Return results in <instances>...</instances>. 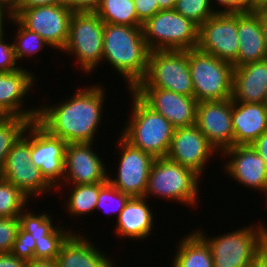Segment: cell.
Masks as SVG:
<instances>
[{"mask_svg": "<svg viewBox=\"0 0 267 267\" xmlns=\"http://www.w3.org/2000/svg\"><path fill=\"white\" fill-rule=\"evenodd\" d=\"M78 90L59 105L40 106L36 121L67 144L94 143V135L103 116L105 89L95 84Z\"/></svg>", "mask_w": 267, "mask_h": 267, "instance_id": "1", "label": "cell"}, {"mask_svg": "<svg viewBox=\"0 0 267 267\" xmlns=\"http://www.w3.org/2000/svg\"><path fill=\"white\" fill-rule=\"evenodd\" d=\"M103 58L123 76L128 90H133L145 77L150 50L142 27L104 24Z\"/></svg>", "mask_w": 267, "mask_h": 267, "instance_id": "2", "label": "cell"}, {"mask_svg": "<svg viewBox=\"0 0 267 267\" xmlns=\"http://www.w3.org/2000/svg\"><path fill=\"white\" fill-rule=\"evenodd\" d=\"M129 92L133 96L132 115L120 135L154 158L166 157L175 127L150 108L133 90Z\"/></svg>", "mask_w": 267, "mask_h": 267, "instance_id": "3", "label": "cell"}, {"mask_svg": "<svg viewBox=\"0 0 267 267\" xmlns=\"http://www.w3.org/2000/svg\"><path fill=\"white\" fill-rule=\"evenodd\" d=\"M252 226L208 239L206 232L200 229L195 232L208 244L214 267H251L256 254L267 243V227L263 223Z\"/></svg>", "mask_w": 267, "mask_h": 267, "instance_id": "4", "label": "cell"}, {"mask_svg": "<svg viewBox=\"0 0 267 267\" xmlns=\"http://www.w3.org/2000/svg\"><path fill=\"white\" fill-rule=\"evenodd\" d=\"M199 178L201 179L192 169L167 157L155 158L150 168L144 198L154 195L156 198L159 196L194 207L199 201Z\"/></svg>", "mask_w": 267, "mask_h": 267, "instance_id": "5", "label": "cell"}, {"mask_svg": "<svg viewBox=\"0 0 267 267\" xmlns=\"http://www.w3.org/2000/svg\"><path fill=\"white\" fill-rule=\"evenodd\" d=\"M142 31L150 51H188L198 45L199 26L174 9L155 13L142 24Z\"/></svg>", "mask_w": 267, "mask_h": 267, "instance_id": "6", "label": "cell"}, {"mask_svg": "<svg viewBox=\"0 0 267 267\" xmlns=\"http://www.w3.org/2000/svg\"><path fill=\"white\" fill-rule=\"evenodd\" d=\"M188 61L197 102L231 99L233 64L198 48L188 50Z\"/></svg>", "mask_w": 267, "mask_h": 267, "instance_id": "7", "label": "cell"}, {"mask_svg": "<svg viewBox=\"0 0 267 267\" xmlns=\"http://www.w3.org/2000/svg\"><path fill=\"white\" fill-rule=\"evenodd\" d=\"M135 88H162L194 97L188 51H150L146 75Z\"/></svg>", "mask_w": 267, "mask_h": 267, "instance_id": "8", "label": "cell"}, {"mask_svg": "<svg viewBox=\"0 0 267 267\" xmlns=\"http://www.w3.org/2000/svg\"><path fill=\"white\" fill-rule=\"evenodd\" d=\"M104 24L95 12H74L70 19L69 36L62 51L74 55L88 74L102 62Z\"/></svg>", "mask_w": 267, "mask_h": 267, "instance_id": "9", "label": "cell"}, {"mask_svg": "<svg viewBox=\"0 0 267 267\" xmlns=\"http://www.w3.org/2000/svg\"><path fill=\"white\" fill-rule=\"evenodd\" d=\"M29 131V132H28ZM27 134V135H26ZM30 124L10 149L0 176L12 183L30 200L54 188L42 176L40 169L31 163Z\"/></svg>", "mask_w": 267, "mask_h": 267, "instance_id": "10", "label": "cell"}, {"mask_svg": "<svg viewBox=\"0 0 267 267\" xmlns=\"http://www.w3.org/2000/svg\"><path fill=\"white\" fill-rule=\"evenodd\" d=\"M74 12L63 4L19 9L14 17L28 30L36 32L54 49L65 47L69 36V24Z\"/></svg>", "mask_w": 267, "mask_h": 267, "instance_id": "11", "label": "cell"}, {"mask_svg": "<svg viewBox=\"0 0 267 267\" xmlns=\"http://www.w3.org/2000/svg\"><path fill=\"white\" fill-rule=\"evenodd\" d=\"M238 12L215 13L199 26L197 48L233 64L238 58Z\"/></svg>", "mask_w": 267, "mask_h": 267, "instance_id": "12", "label": "cell"}, {"mask_svg": "<svg viewBox=\"0 0 267 267\" xmlns=\"http://www.w3.org/2000/svg\"><path fill=\"white\" fill-rule=\"evenodd\" d=\"M66 144L61 138L50 134L37 121L30 123V161L40 169L42 176L55 190L61 189L59 186H62L64 178Z\"/></svg>", "mask_w": 267, "mask_h": 267, "instance_id": "13", "label": "cell"}, {"mask_svg": "<svg viewBox=\"0 0 267 267\" xmlns=\"http://www.w3.org/2000/svg\"><path fill=\"white\" fill-rule=\"evenodd\" d=\"M120 159L116 178L108 177V181L120 192L131 197H144L150 168L154 157L141 149L134 147L121 135Z\"/></svg>", "mask_w": 267, "mask_h": 267, "instance_id": "14", "label": "cell"}, {"mask_svg": "<svg viewBox=\"0 0 267 267\" xmlns=\"http://www.w3.org/2000/svg\"><path fill=\"white\" fill-rule=\"evenodd\" d=\"M195 125L217 152L232 147V99L198 102Z\"/></svg>", "mask_w": 267, "mask_h": 267, "instance_id": "15", "label": "cell"}, {"mask_svg": "<svg viewBox=\"0 0 267 267\" xmlns=\"http://www.w3.org/2000/svg\"><path fill=\"white\" fill-rule=\"evenodd\" d=\"M217 150L196 126L175 128L167 158L202 177L204 167Z\"/></svg>", "mask_w": 267, "mask_h": 267, "instance_id": "16", "label": "cell"}, {"mask_svg": "<svg viewBox=\"0 0 267 267\" xmlns=\"http://www.w3.org/2000/svg\"><path fill=\"white\" fill-rule=\"evenodd\" d=\"M133 91L175 128L195 125L198 103L195 97L162 88H134Z\"/></svg>", "mask_w": 267, "mask_h": 267, "instance_id": "17", "label": "cell"}, {"mask_svg": "<svg viewBox=\"0 0 267 267\" xmlns=\"http://www.w3.org/2000/svg\"><path fill=\"white\" fill-rule=\"evenodd\" d=\"M92 146L93 143L84 142L66 144L63 183L94 184L108 181V171Z\"/></svg>", "mask_w": 267, "mask_h": 267, "instance_id": "18", "label": "cell"}, {"mask_svg": "<svg viewBox=\"0 0 267 267\" xmlns=\"http://www.w3.org/2000/svg\"><path fill=\"white\" fill-rule=\"evenodd\" d=\"M220 154L230 160L223 165L226 174L243 186L267 195V167L251 145H233Z\"/></svg>", "mask_w": 267, "mask_h": 267, "instance_id": "19", "label": "cell"}, {"mask_svg": "<svg viewBox=\"0 0 267 267\" xmlns=\"http://www.w3.org/2000/svg\"><path fill=\"white\" fill-rule=\"evenodd\" d=\"M25 69L21 67L16 71L0 72V113L3 116H21L32 122L37 120L39 106L32 110L23 107V98L35 85L34 74Z\"/></svg>", "mask_w": 267, "mask_h": 267, "instance_id": "20", "label": "cell"}, {"mask_svg": "<svg viewBox=\"0 0 267 267\" xmlns=\"http://www.w3.org/2000/svg\"><path fill=\"white\" fill-rule=\"evenodd\" d=\"M231 99L267 103V59L234 67Z\"/></svg>", "mask_w": 267, "mask_h": 267, "instance_id": "21", "label": "cell"}, {"mask_svg": "<svg viewBox=\"0 0 267 267\" xmlns=\"http://www.w3.org/2000/svg\"><path fill=\"white\" fill-rule=\"evenodd\" d=\"M234 145H251L267 131V103L232 100Z\"/></svg>", "mask_w": 267, "mask_h": 267, "instance_id": "22", "label": "cell"}, {"mask_svg": "<svg viewBox=\"0 0 267 267\" xmlns=\"http://www.w3.org/2000/svg\"><path fill=\"white\" fill-rule=\"evenodd\" d=\"M238 38L240 47L234 67L267 59L259 15L254 10L238 12Z\"/></svg>", "mask_w": 267, "mask_h": 267, "instance_id": "23", "label": "cell"}, {"mask_svg": "<svg viewBox=\"0 0 267 267\" xmlns=\"http://www.w3.org/2000/svg\"><path fill=\"white\" fill-rule=\"evenodd\" d=\"M73 233L62 244L55 259L58 267H115L107 254L92 244L91 240Z\"/></svg>", "mask_w": 267, "mask_h": 267, "instance_id": "24", "label": "cell"}, {"mask_svg": "<svg viewBox=\"0 0 267 267\" xmlns=\"http://www.w3.org/2000/svg\"><path fill=\"white\" fill-rule=\"evenodd\" d=\"M144 197H131L117 217L114 231L119 237L142 240L151 235L154 215Z\"/></svg>", "mask_w": 267, "mask_h": 267, "instance_id": "25", "label": "cell"}, {"mask_svg": "<svg viewBox=\"0 0 267 267\" xmlns=\"http://www.w3.org/2000/svg\"><path fill=\"white\" fill-rule=\"evenodd\" d=\"M176 248L172 267H214L208 244L193 230Z\"/></svg>", "mask_w": 267, "mask_h": 267, "instance_id": "26", "label": "cell"}, {"mask_svg": "<svg viewBox=\"0 0 267 267\" xmlns=\"http://www.w3.org/2000/svg\"><path fill=\"white\" fill-rule=\"evenodd\" d=\"M94 12L107 24L138 27L143 24L137 17L133 0H100Z\"/></svg>", "mask_w": 267, "mask_h": 267, "instance_id": "27", "label": "cell"}, {"mask_svg": "<svg viewBox=\"0 0 267 267\" xmlns=\"http://www.w3.org/2000/svg\"><path fill=\"white\" fill-rule=\"evenodd\" d=\"M70 190L67 202V211L71 216L87 215L89 212L95 211L98 195L100 191V183L94 184H73Z\"/></svg>", "mask_w": 267, "mask_h": 267, "instance_id": "28", "label": "cell"}, {"mask_svg": "<svg viewBox=\"0 0 267 267\" xmlns=\"http://www.w3.org/2000/svg\"><path fill=\"white\" fill-rule=\"evenodd\" d=\"M30 123L29 119L21 116H2L0 118V173L10 149L24 134Z\"/></svg>", "mask_w": 267, "mask_h": 267, "instance_id": "29", "label": "cell"}, {"mask_svg": "<svg viewBox=\"0 0 267 267\" xmlns=\"http://www.w3.org/2000/svg\"><path fill=\"white\" fill-rule=\"evenodd\" d=\"M18 25L14 41V51L16 60L20 61L26 57L37 54L48 44L36 33L25 28L14 16L9 20ZM26 56V57H25Z\"/></svg>", "mask_w": 267, "mask_h": 267, "instance_id": "30", "label": "cell"}, {"mask_svg": "<svg viewBox=\"0 0 267 267\" xmlns=\"http://www.w3.org/2000/svg\"><path fill=\"white\" fill-rule=\"evenodd\" d=\"M29 198L0 176V218L18 217Z\"/></svg>", "mask_w": 267, "mask_h": 267, "instance_id": "31", "label": "cell"}, {"mask_svg": "<svg viewBox=\"0 0 267 267\" xmlns=\"http://www.w3.org/2000/svg\"><path fill=\"white\" fill-rule=\"evenodd\" d=\"M56 226L44 239L35 240L34 259H53L59 254L62 244L72 234V231Z\"/></svg>", "mask_w": 267, "mask_h": 267, "instance_id": "32", "label": "cell"}, {"mask_svg": "<svg viewBox=\"0 0 267 267\" xmlns=\"http://www.w3.org/2000/svg\"><path fill=\"white\" fill-rule=\"evenodd\" d=\"M210 0H177L174 10L200 26L218 10Z\"/></svg>", "mask_w": 267, "mask_h": 267, "instance_id": "33", "label": "cell"}, {"mask_svg": "<svg viewBox=\"0 0 267 267\" xmlns=\"http://www.w3.org/2000/svg\"><path fill=\"white\" fill-rule=\"evenodd\" d=\"M130 198L131 196L120 192L109 181L100 182V191L96 209H102L105 213L109 214H112L113 212H115V214L118 213V217Z\"/></svg>", "mask_w": 267, "mask_h": 267, "instance_id": "34", "label": "cell"}, {"mask_svg": "<svg viewBox=\"0 0 267 267\" xmlns=\"http://www.w3.org/2000/svg\"><path fill=\"white\" fill-rule=\"evenodd\" d=\"M48 213L35 214L26 209L18 216L20 227L30 233L34 240L44 239L54 228L53 220Z\"/></svg>", "mask_w": 267, "mask_h": 267, "instance_id": "35", "label": "cell"}, {"mask_svg": "<svg viewBox=\"0 0 267 267\" xmlns=\"http://www.w3.org/2000/svg\"><path fill=\"white\" fill-rule=\"evenodd\" d=\"M19 218H0V253L12 251L19 230Z\"/></svg>", "mask_w": 267, "mask_h": 267, "instance_id": "36", "label": "cell"}, {"mask_svg": "<svg viewBox=\"0 0 267 267\" xmlns=\"http://www.w3.org/2000/svg\"><path fill=\"white\" fill-rule=\"evenodd\" d=\"M35 247L33 236L19 227L11 253L27 262L34 259Z\"/></svg>", "mask_w": 267, "mask_h": 267, "instance_id": "37", "label": "cell"}, {"mask_svg": "<svg viewBox=\"0 0 267 267\" xmlns=\"http://www.w3.org/2000/svg\"><path fill=\"white\" fill-rule=\"evenodd\" d=\"M4 35L0 37V72H11L21 68L17 66L14 43L4 41ZM16 65V66H15Z\"/></svg>", "mask_w": 267, "mask_h": 267, "instance_id": "38", "label": "cell"}, {"mask_svg": "<svg viewBox=\"0 0 267 267\" xmlns=\"http://www.w3.org/2000/svg\"><path fill=\"white\" fill-rule=\"evenodd\" d=\"M138 19L144 23L155 13L159 12L157 0H133Z\"/></svg>", "mask_w": 267, "mask_h": 267, "instance_id": "39", "label": "cell"}, {"mask_svg": "<svg viewBox=\"0 0 267 267\" xmlns=\"http://www.w3.org/2000/svg\"><path fill=\"white\" fill-rule=\"evenodd\" d=\"M100 0H66V6L73 12H94Z\"/></svg>", "mask_w": 267, "mask_h": 267, "instance_id": "40", "label": "cell"}, {"mask_svg": "<svg viewBox=\"0 0 267 267\" xmlns=\"http://www.w3.org/2000/svg\"><path fill=\"white\" fill-rule=\"evenodd\" d=\"M26 261L10 253H0V267H25Z\"/></svg>", "mask_w": 267, "mask_h": 267, "instance_id": "41", "label": "cell"}, {"mask_svg": "<svg viewBox=\"0 0 267 267\" xmlns=\"http://www.w3.org/2000/svg\"><path fill=\"white\" fill-rule=\"evenodd\" d=\"M251 146L264 160L267 167V131L264 132L259 138H257Z\"/></svg>", "mask_w": 267, "mask_h": 267, "instance_id": "42", "label": "cell"}, {"mask_svg": "<svg viewBox=\"0 0 267 267\" xmlns=\"http://www.w3.org/2000/svg\"><path fill=\"white\" fill-rule=\"evenodd\" d=\"M66 4V0H22L19 9L32 8L36 6Z\"/></svg>", "mask_w": 267, "mask_h": 267, "instance_id": "43", "label": "cell"}, {"mask_svg": "<svg viewBox=\"0 0 267 267\" xmlns=\"http://www.w3.org/2000/svg\"><path fill=\"white\" fill-rule=\"evenodd\" d=\"M22 0H0V7L7 10V12L14 16L21 5Z\"/></svg>", "mask_w": 267, "mask_h": 267, "instance_id": "44", "label": "cell"}, {"mask_svg": "<svg viewBox=\"0 0 267 267\" xmlns=\"http://www.w3.org/2000/svg\"><path fill=\"white\" fill-rule=\"evenodd\" d=\"M258 15L260 19V24L267 48V7H261L254 10Z\"/></svg>", "mask_w": 267, "mask_h": 267, "instance_id": "45", "label": "cell"}, {"mask_svg": "<svg viewBox=\"0 0 267 267\" xmlns=\"http://www.w3.org/2000/svg\"><path fill=\"white\" fill-rule=\"evenodd\" d=\"M25 267H58L53 259H32L26 262Z\"/></svg>", "mask_w": 267, "mask_h": 267, "instance_id": "46", "label": "cell"}, {"mask_svg": "<svg viewBox=\"0 0 267 267\" xmlns=\"http://www.w3.org/2000/svg\"><path fill=\"white\" fill-rule=\"evenodd\" d=\"M251 267H267V243L256 254Z\"/></svg>", "mask_w": 267, "mask_h": 267, "instance_id": "47", "label": "cell"}, {"mask_svg": "<svg viewBox=\"0 0 267 267\" xmlns=\"http://www.w3.org/2000/svg\"><path fill=\"white\" fill-rule=\"evenodd\" d=\"M254 10V0H234V11H252Z\"/></svg>", "mask_w": 267, "mask_h": 267, "instance_id": "48", "label": "cell"}, {"mask_svg": "<svg viewBox=\"0 0 267 267\" xmlns=\"http://www.w3.org/2000/svg\"><path fill=\"white\" fill-rule=\"evenodd\" d=\"M210 2H215V0H210ZM216 2L220 4L219 6L224 7L223 9H218V13H236L234 11V0H216Z\"/></svg>", "mask_w": 267, "mask_h": 267, "instance_id": "49", "label": "cell"}, {"mask_svg": "<svg viewBox=\"0 0 267 267\" xmlns=\"http://www.w3.org/2000/svg\"><path fill=\"white\" fill-rule=\"evenodd\" d=\"M177 0H157L160 10L174 9Z\"/></svg>", "mask_w": 267, "mask_h": 267, "instance_id": "50", "label": "cell"}, {"mask_svg": "<svg viewBox=\"0 0 267 267\" xmlns=\"http://www.w3.org/2000/svg\"><path fill=\"white\" fill-rule=\"evenodd\" d=\"M6 14V15H4ZM5 16H7V18L11 19L12 15H10L7 11H5L4 8L0 7V32H4V20H5Z\"/></svg>", "mask_w": 267, "mask_h": 267, "instance_id": "51", "label": "cell"}, {"mask_svg": "<svg viewBox=\"0 0 267 267\" xmlns=\"http://www.w3.org/2000/svg\"><path fill=\"white\" fill-rule=\"evenodd\" d=\"M261 7H267V0H254V10Z\"/></svg>", "mask_w": 267, "mask_h": 267, "instance_id": "52", "label": "cell"}, {"mask_svg": "<svg viewBox=\"0 0 267 267\" xmlns=\"http://www.w3.org/2000/svg\"><path fill=\"white\" fill-rule=\"evenodd\" d=\"M5 33L4 32H0V37L3 36Z\"/></svg>", "mask_w": 267, "mask_h": 267, "instance_id": "53", "label": "cell"}]
</instances>
